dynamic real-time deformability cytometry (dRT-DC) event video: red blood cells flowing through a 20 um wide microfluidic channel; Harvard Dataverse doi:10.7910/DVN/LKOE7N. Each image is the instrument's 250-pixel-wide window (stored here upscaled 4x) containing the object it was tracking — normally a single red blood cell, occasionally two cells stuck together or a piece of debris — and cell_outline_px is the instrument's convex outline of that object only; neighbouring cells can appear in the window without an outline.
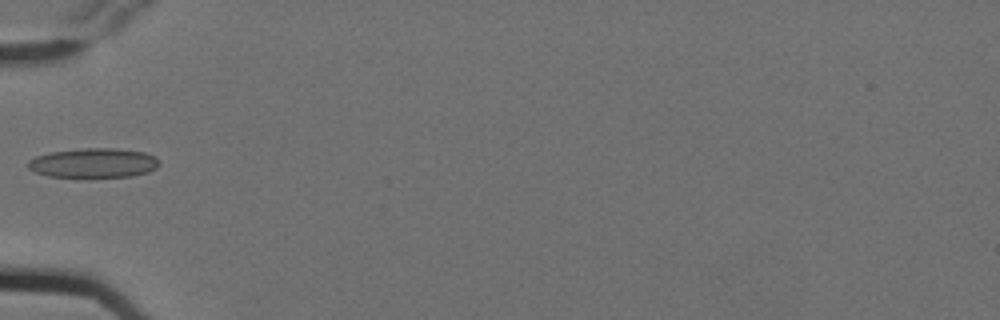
{"species": "Egyptian fruit bat (a non-hibernating species)", "species_latin": "Rousettus aegyptiacus", "temperature_condition": "cold", "stored_images_in_passage": 7, "camera_frame_rate_fps": 3000, "um_per_image_px": 0.085, "animal": {"sex": "female"}, "frame": {"image": 1, "passage_image": 6, "time_ms": 1.667, "image_size_px": [1000, 320], "cell_outline_px": [[160, 164], [156, 168], [148, 172], [132, 176], [48, 176], [36, 172], [28, 168], [24, 164], [28, 160], [36, 156], [48, 152], [84, 148], [116, 148], [144, 152], [156, 156]], "centroid_in_image_um": [7.94, 13.83], "position_along_channel_um": 77.1, "area_um2": 22.54}}
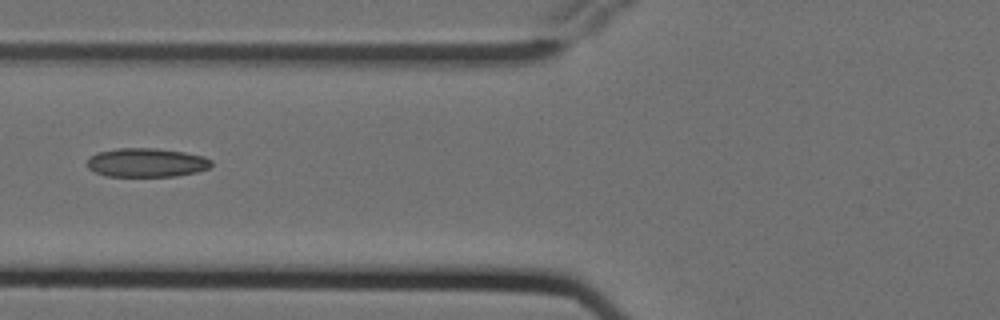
{"frame": {"image": 2, "passage_image": 7, "time_ms": 2.0, "image_size_px": [1000, 320], "cell_outline_px": [[212, 164], [208, 168], [196, 172], [176, 176], [104, 176], [88, 168], [88, 160], [96, 152], [116, 148], [156, 148], [184, 152], [204, 156], [212, 160]], "centroid_in_image_um": [12.46, 13.81], "position_along_channel_um": 113.3, "area_um2": 20.92}}